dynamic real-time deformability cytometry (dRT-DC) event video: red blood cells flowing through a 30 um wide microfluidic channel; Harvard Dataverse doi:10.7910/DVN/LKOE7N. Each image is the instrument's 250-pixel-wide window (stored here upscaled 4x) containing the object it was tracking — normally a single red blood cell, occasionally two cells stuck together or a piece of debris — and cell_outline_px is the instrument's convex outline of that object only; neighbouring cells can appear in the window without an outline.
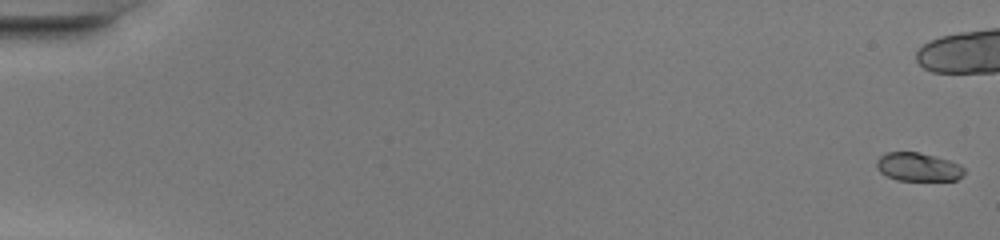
{"species": "common noctule bat (a hibernating species)", "species_latin": "Nyctalus noctula", "temperature_condition": "warm", "stored_images_in_passage": 41, "camera_frame_rate_fps": 3000, "um_per_image_px": 0.085, "animal": {"sex": "female", "body_mass_g": 20.0, "forearm_length_mm": 54.0}, "frame": {"image": 1, "passage_image": 1, "time_ms": 0.0, "image_size_px": [1000, 240], "cell_outline_px": [[964, 176], [956, 180], [896, 180], [880, 172], [876, 168], [876, 160], [880, 156], [888, 152], [920, 152], [936, 156], [960, 164], [964, 168]], "centroid_in_image_um": [78.05, 14.19], "position_along_channel_um": 7.0, "area_um2": 14.62}}
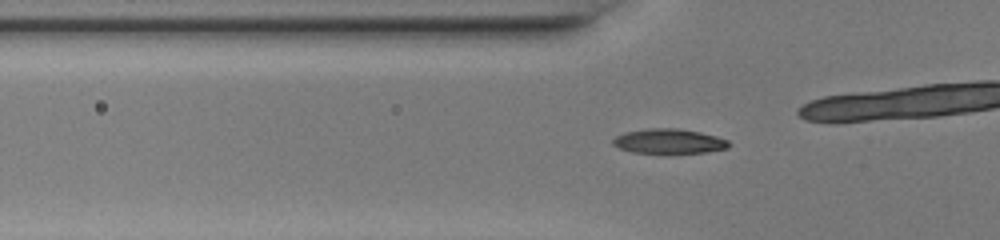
{"frame": {"image": 2, "passage_image": 18, "time_ms": 5.667, "image_size_px": [1000, 240], "cell_outline_px": [[732, 144], [728, 148], [708, 152], [632, 152], [620, 148], [612, 144], [612, 140], [616, 136], [624, 132], [648, 128], [676, 128], [700, 132], [716, 136], [728, 140]], "centroid_in_image_um": [56.88, 11.99], "position_along_channel_um": 68.9, "area_um2": 16.53}}
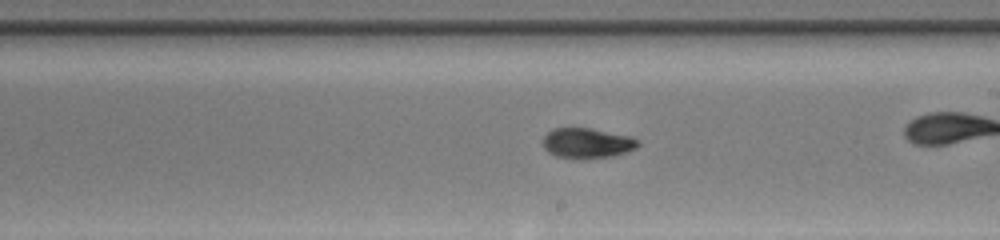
{"frame": {"image": 3, "passage_image": 30, "time_ms": 9.667, "image_size_px": [1000, 240], "cell_outline_px": [[640, 144], [636, 148], [628, 152], [612, 156], [556, 156], [548, 152], [544, 148], [544, 136], [552, 128], [592, 128], [632, 136], [640, 140]], "centroid_in_image_um": [49.97, 12.11], "position_along_channel_um": 239.0, "area_um2": 16.3}}